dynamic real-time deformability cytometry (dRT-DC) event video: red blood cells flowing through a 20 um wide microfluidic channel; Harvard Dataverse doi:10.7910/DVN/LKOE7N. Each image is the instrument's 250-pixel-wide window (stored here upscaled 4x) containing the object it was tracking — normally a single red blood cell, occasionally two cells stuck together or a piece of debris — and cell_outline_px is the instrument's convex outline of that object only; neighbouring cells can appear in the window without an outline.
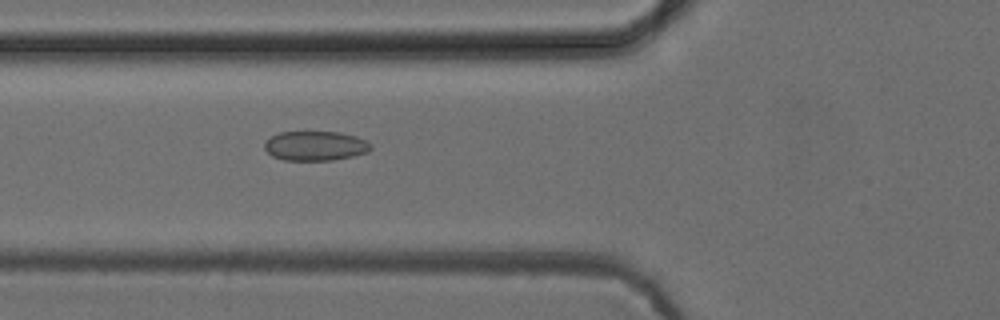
{"species": "common noctule bat (a hibernating species)", "species_latin": "Nyctalus noctula", "temperature_condition": "cold", "stored_images_in_passage": 43, "camera_frame_rate_fps": 3000, "um_per_image_px": 0.085, "animal": {"sex": "female", "body_mass_g": 24.6, "forearm_length_mm": 56.2}, "frame": {"image": 1, "passage_image": 10, "time_ms": 3.0, "image_size_px": [1000, 320], "cell_outline_px": [[372, 148], [368, 152], [352, 156], [332, 160], [284, 160], [272, 156], [264, 148], [264, 144], [272, 136], [280, 132], [340, 132], [356, 136], [372, 144]], "centroid_in_image_um": [26.82, 12.4], "position_along_channel_um": 99.0, "area_um2": 18.21}}
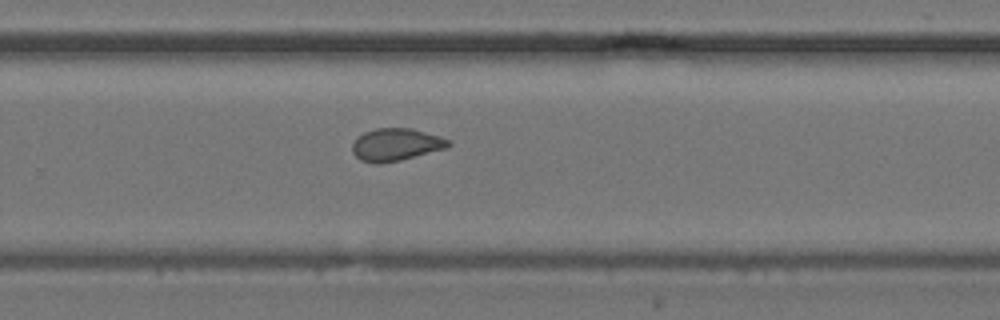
{"frame": {"image": 2, "passage_image": 25, "time_ms": 8.0, "image_size_px": [1000, 320], "cell_outline_px": [[452, 144], [448, 148], [400, 160], [380, 164], [376, 164], [360, 160], [352, 152], [352, 144], [364, 132], [376, 128], [412, 128], [440, 136], [448, 140]], "centroid_in_image_um": [33.67, 12.29], "position_along_channel_um": 296.1, "area_um2": 18.21}}
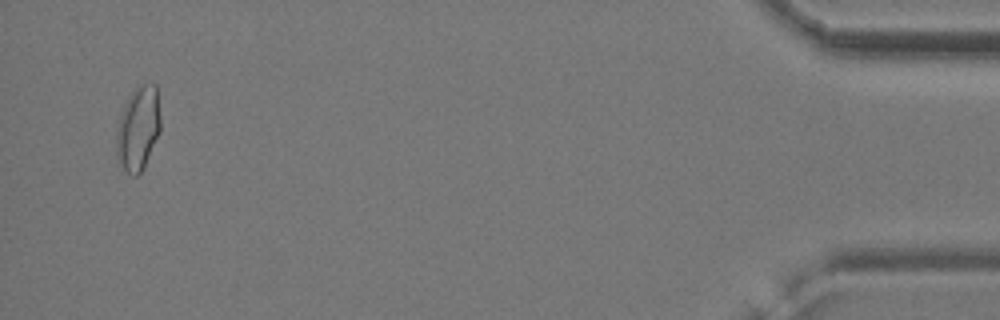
{"frame": {"image": 3, "passage_image": 41, "time_ms": 13.333, "image_size_px": [1000, 320], "cell_outline_px": [[160, 132], [144, 168], [136, 176], [132, 176], [124, 168], [116, 152], [116, 132], [120, 116], [124, 104], [132, 92], [136, 88], [144, 84], [156, 84], [160, 116]], "centroid_in_image_um": [11.76, 10.92], "position_along_channel_um": 423.4, "area_um2": 21.39}, "authors_computed_cell_mechanics": {"area_um2": 18.207, "velocity_mm_per_s": 3.948, "shape_relaxation_time_tau1_ms": null, "shape_relaxation_time_tau2_ms": 1.2096, "deformation_change_tau1": null, "deformation_change_tau2": 0.0558}}